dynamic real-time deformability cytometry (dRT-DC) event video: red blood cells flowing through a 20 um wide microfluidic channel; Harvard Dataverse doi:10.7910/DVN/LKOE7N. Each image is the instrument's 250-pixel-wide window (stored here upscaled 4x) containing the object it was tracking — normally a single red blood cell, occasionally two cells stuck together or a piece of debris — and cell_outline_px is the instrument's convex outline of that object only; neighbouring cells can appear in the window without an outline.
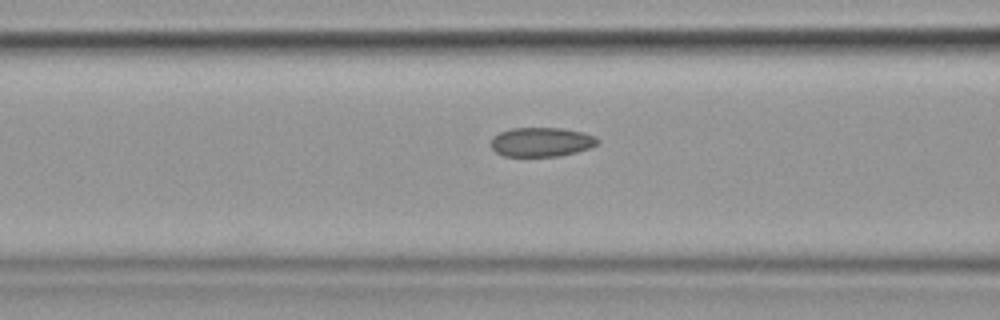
{"species": "common noctule bat (a hibernating species)", "species_latin": "Nyctalus noctula", "temperature_condition": "cold", "stored_images_in_passage": 16, "camera_frame_rate_fps": 3000, "um_per_image_px": 0.085, "animal": {"sex": "female", "body_mass_g": 19.9}, "frame": {"image": 1, "passage_image": 14, "time_ms": 4.333, "image_size_px": [1000, 320], "cell_outline_px": [[600, 144], [592, 148], [560, 156], [504, 156], [496, 152], [492, 148], [492, 136], [500, 132], [512, 128], [564, 128], [584, 132], [596, 136], [600, 140]], "centroid_in_image_um": [46.09, 12.06], "position_along_channel_um": 120.5, "area_um2": 18.44}}